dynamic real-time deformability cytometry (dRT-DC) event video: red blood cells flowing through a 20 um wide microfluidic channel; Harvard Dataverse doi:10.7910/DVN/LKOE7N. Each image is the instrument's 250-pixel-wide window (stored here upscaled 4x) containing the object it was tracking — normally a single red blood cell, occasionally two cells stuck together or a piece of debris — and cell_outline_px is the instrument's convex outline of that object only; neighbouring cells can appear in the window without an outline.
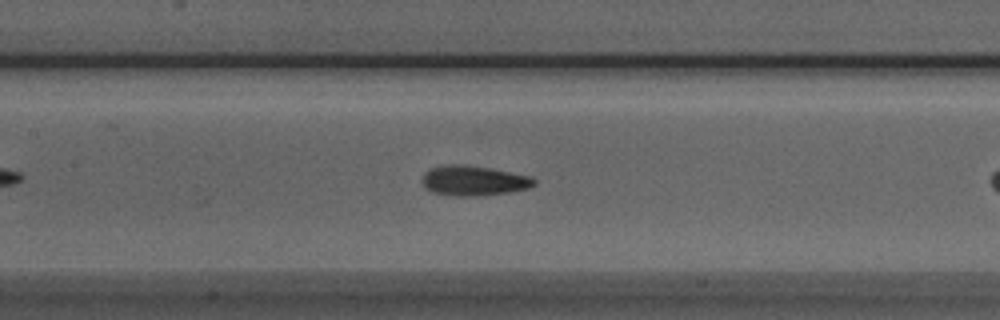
{"species": "Egyptian fruit bat (a non-hibernating species)", "species_latin": "Rousettus aegyptiacus", "temperature_condition": "room temperature", "stored_images_in_passage": 37, "camera_frame_rate_fps": 3000, "um_per_image_px": 0.085, "animal": {"sex": "male"}, "frame": {"image": 1, "passage_image": 13, "time_ms": 4.0, "image_size_px": [1000, 320], "cell_outline_px": [[536, 184], [528, 188], [508, 192], [476, 196], [452, 196], [432, 192], [424, 188], [420, 180], [424, 172], [428, 168], [448, 164], [464, 164], [488, 168], [532, 176], [536, 180]], "centroid_in_image_um": [40.2, 15.35], "position_along_channel_um": 167.2, "area_um2": 19.83}}
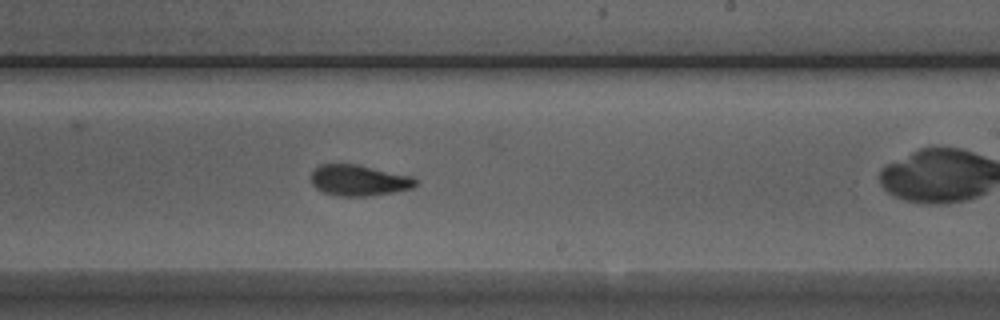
{"frame": {"image": 2, "passage_image": 20, "time_ms": 6.333, "image_size_px": [1000, 320], "cell_outline_px": [[416, 184], [412, 188], [392, 192], [368, 196], [336, 196], [324, 192], [316, 188], [312, 184], [312, 172], [320, 164], [356, 164], [412, 176], [416, 180]], "centroid_in_image_um": [30.49, 15.33], "position_along_channel_um": 258.5, "area_um2": 18.67}}
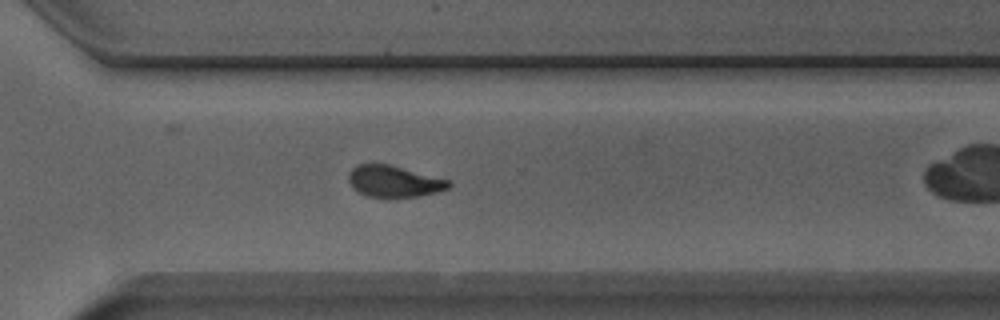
{"frame": {"image": 3, "passage_image": 26, "time_ms": 8.333, "image_size_px": [1000, 320], "cell_outline_px": [[452, 184], [448, 188], [436, 192], [420, 196], [368, 196], [352, 188], [348, 180], [348, 172], [356, 164], [388, 164], [452, 180]], "centroid_in_image_um": [33.49, 15.39], "position_along_channel_um": 337.1, "area_um2": 18.26}}